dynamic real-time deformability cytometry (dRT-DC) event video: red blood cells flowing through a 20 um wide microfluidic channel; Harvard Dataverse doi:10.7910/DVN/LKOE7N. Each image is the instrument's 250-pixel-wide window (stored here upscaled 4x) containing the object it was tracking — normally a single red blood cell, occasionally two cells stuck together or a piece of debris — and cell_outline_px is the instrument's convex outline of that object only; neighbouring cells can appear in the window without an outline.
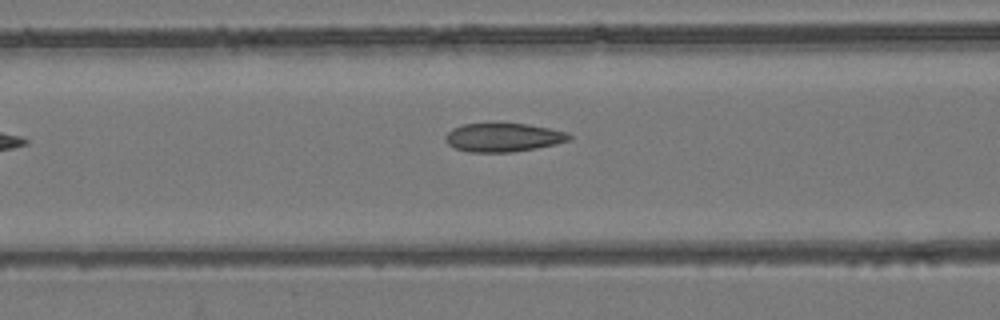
{"species": "common noctule bat (a hibernating species)", "species_latin": "Nyctalus noctula", "temperature_condition": "room temperature", "stored_images_in_passage": 5, "camera_frame_rate_fps": 3000, "um_per_image_px": 0.085, "animal": {"sex": "female", "body_mass_g": 24.6, "forearm_length_mm": 56.2}, "frame": {"image": 1, "passage_image": 4, "time_ms": 3.667, "image_size_px": [1000, 320], "cell_outline_px": [[572, 140], [556, 144], [536, 148], [512, 152], [468, 152], [456, 148], [448, 144], [444, 140], [444, 136], [452, 128], [464, 124], [496, 120], [528, 124], [568, 132], [572, 136]], "centroid_in_image_um": [42.76, 11.63], "position_along_channel_um": 123.8, "area_um2": 21.56}}